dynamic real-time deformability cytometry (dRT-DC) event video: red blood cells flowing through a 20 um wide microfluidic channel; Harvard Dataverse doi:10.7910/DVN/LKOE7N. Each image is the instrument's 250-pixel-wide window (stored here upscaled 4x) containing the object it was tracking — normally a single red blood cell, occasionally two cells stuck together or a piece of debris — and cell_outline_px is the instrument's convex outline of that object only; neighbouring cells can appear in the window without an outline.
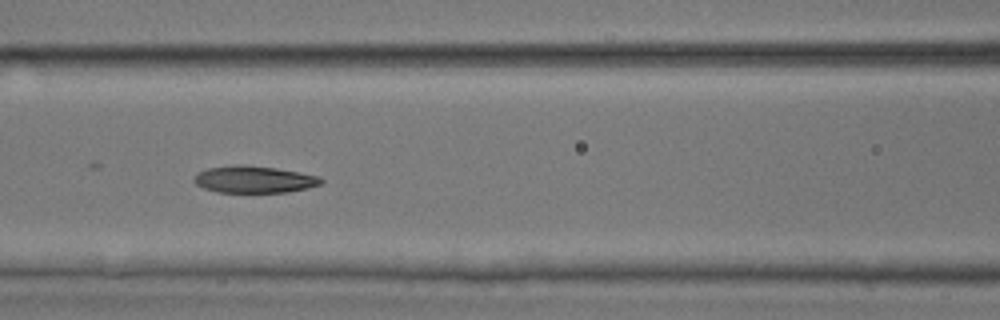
{"species": "common noctule bat (a hibernating species)", "species_latin": "Nyctalus noctula", "temperature_condition": "room temperature", "stored_images_in_passage": 26, "camera_frame_rate_fps": 3000, "um_per_image_px": 0.085, "animal": {"sex": "male", "body_mass_g": 17.9, "forearm_length_mm": 54.2}, "frame": {"image": 1, "passage_image": 8, "time_ms": 2.333, "image_size_px": [1000, 320], "cell_outline_px": [[324, 180], [320, 184], [308, 188], [288, 192], [216, 192], [204, 188], [196, 184], [192, 180], [196, 172], [208, 168], [236, 164], [244, 164], [276, 168], [300, 172], [320, 176]], "centroid_in_image_um": [21.58, 15.24], "position_along_channel_um": 145.0, "area_um2": 20.17}}
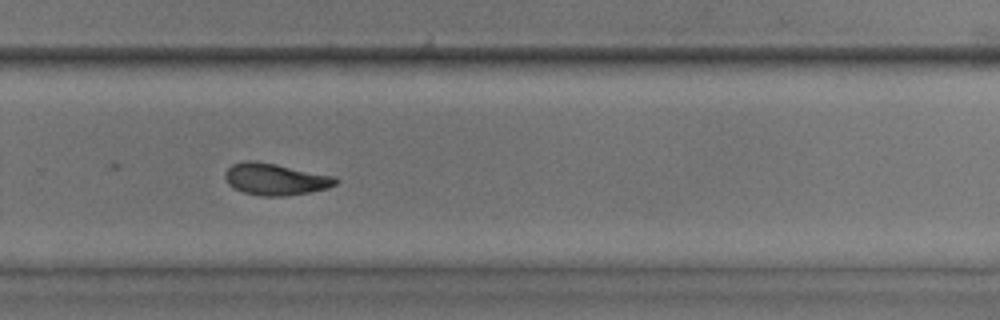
{"frame": {"image": 2, "passage_image": 19, "time_ms": 6.0, "image_size_px": [1000, 320], "cell_outline_px": [[340, 180], [336, 184], [328, 188], [308, 192], [284, 196], [260, 196], [244, 192], [228, 184], [224, 176], [224, 172], [232, 164], [244, 160], [256, 160], [336, 176]], "centroid_in_image_um": [23.41, 15.22], "position_along_channel_um": 306.4, "area_um2": 20.58}}
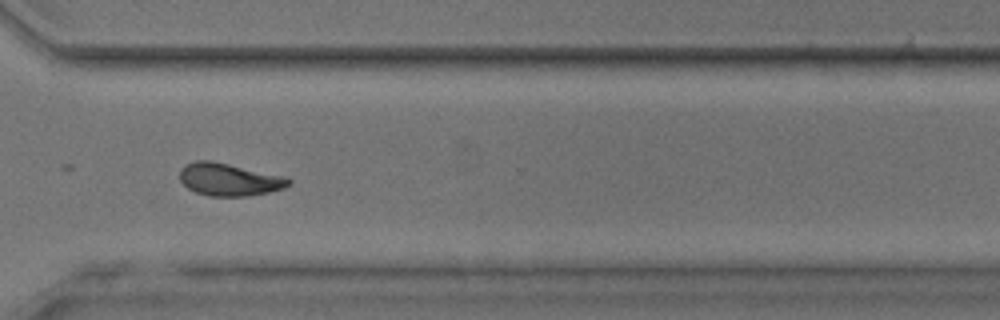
{"frame": {"image": 3, "passage_image": 22, "time_ms": 7.0, "image_size_px": [1000, 320], "cell_outline_px": [[292, 184], [284, 188], [268, 192], [248, 196], [208, 196], [196, 192], [188, 188], [180, 180], [180, 168], [184, 164], [196, 160], [212, 160], [284, 176], [292, 180]], "centroid_in_image_um": [19.47, 15.25], "position_along_channel_um": 351.1, "area_um2": 20.81}}